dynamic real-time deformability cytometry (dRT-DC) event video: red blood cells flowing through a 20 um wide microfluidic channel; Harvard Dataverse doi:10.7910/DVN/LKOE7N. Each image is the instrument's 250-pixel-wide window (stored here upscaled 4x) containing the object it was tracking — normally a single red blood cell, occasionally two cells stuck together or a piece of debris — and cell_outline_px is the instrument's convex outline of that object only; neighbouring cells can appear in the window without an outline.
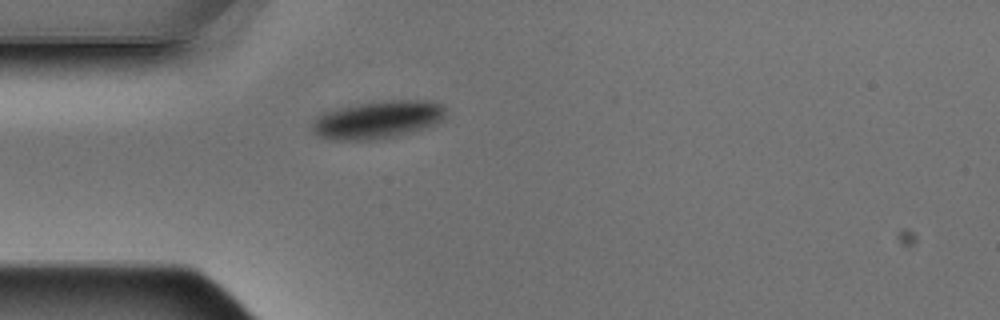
{"species": "Egyptian fruit bat (a non-hibernating species)", "species_latin": "Rousettus aegyptiacus", "temperature_condition": "warm", "stored_images_in_passage": 1, "camera_frame_rate_fps": 3000, "um_per_image_px": 0.085, "animal": {"sex": "male"}, "frame": {"image": 1, "passage_image": 1, "time_ms": 0.0, "image_size_px": [1000, 320], "cell_outline_px": [[444, 116], [440, 120], [424, 128], [396, 136], [372, 140], [332, 140], [316, 136], [312, 132], [312, 120], [316, 116], [324, 112], [336, 108], [356, 104], [388, 100], [428, 100], [440, 104], [444, 108]], "centroid_in_image_um": [32.01, 10.18], "position_along_channel_um": 53.0, "area_um2": 29.42}}